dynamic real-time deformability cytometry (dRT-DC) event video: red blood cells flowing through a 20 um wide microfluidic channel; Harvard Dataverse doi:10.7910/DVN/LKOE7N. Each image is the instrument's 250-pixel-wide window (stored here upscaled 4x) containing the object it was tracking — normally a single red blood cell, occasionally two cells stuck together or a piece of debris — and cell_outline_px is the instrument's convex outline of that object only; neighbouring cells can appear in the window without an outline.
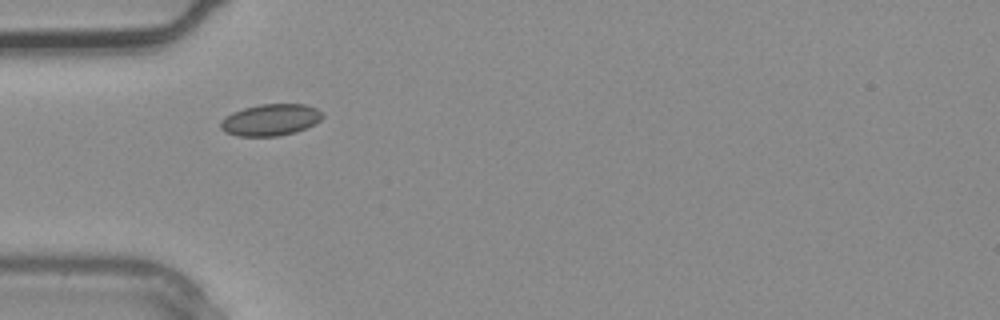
{"species": "common noctule bat (a hibernating species)", "species_latin": "Nyctalus noctula", "temperature_condition": "warm", "stored_images_in_passage": 3, "camera_frame_rate_fps": 3000, "um_per_image_px": 0.085, "animal": {"sex": "male", "body_mass_g": 20.4}, "frame": {"image": 1, "passage_image": 3, "time_ms": 0.667, "image_size_px": [1000, 320], "cell_outline_px": [[324, 116], [320, 120], [296, 132], [276, 136], [236, 136], [220, 128], [220, 120], [232, 112], [244, 108], [260, 104], [304, 104], [316, 108]], "centroid_in_image_um": [22.97, 10.18], "position_along_channel_um": 62.0, "area_um2": 18.61}}